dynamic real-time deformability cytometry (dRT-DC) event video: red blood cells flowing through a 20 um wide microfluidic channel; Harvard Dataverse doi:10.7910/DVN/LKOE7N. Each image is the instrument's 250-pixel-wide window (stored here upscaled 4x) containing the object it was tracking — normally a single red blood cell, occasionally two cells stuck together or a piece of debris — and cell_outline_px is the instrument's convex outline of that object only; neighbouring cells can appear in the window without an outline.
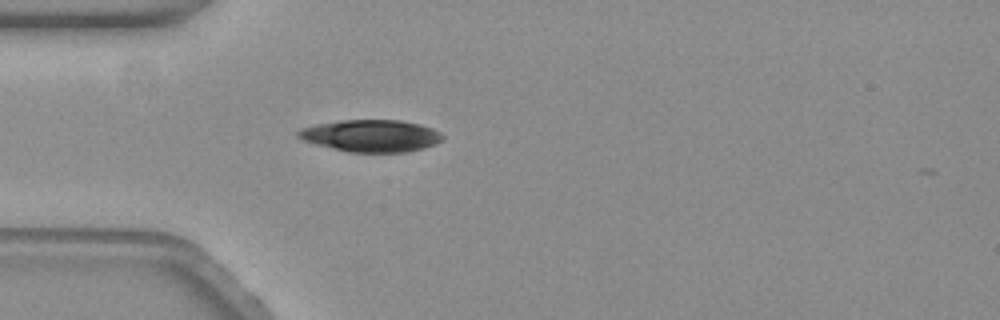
{"species": "common noctule bat (a hibernating species)", "species_latin": "Nyctalus noctula", "temperature_condition": "warm", "stored_images_in_passage": 4, "camera_frame_rate_fps": 3000, "um_per_image_px": 0.085, "animal": {"sex": "female", "body_mass_g": 19.3, "forearm_length_mm": 54.1}, "frame": {"image": 1, "passage_image": 1, "time_ms": 0.0, "image_size_px": [1000, 320], "cell_outline_px": [[444, 136], [436, 144], [424, 148], [408, 152], [348, 152], [316, 144], [304, 140], [296, 136], [296, 132], [300, 128], [316, 124], [340, 120], [400, 120], [420, 124], [432, 128], [440, 132]], "centroid_in_image_um": [31.54, 11.54], "position_along_channel_um": 53.5, "area_um2": 27.05}}